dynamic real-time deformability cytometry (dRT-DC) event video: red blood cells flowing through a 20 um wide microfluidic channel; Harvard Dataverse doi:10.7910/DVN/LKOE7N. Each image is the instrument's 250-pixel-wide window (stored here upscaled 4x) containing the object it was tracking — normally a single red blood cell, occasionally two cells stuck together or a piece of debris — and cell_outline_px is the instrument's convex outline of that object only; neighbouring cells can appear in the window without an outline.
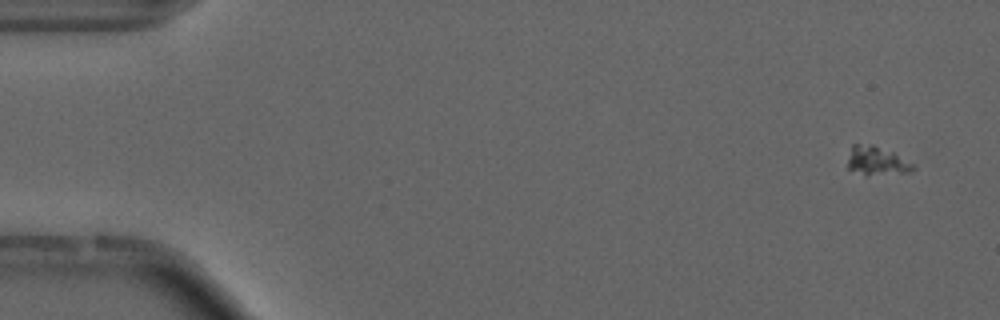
{"species": "common noctule bat (a hibernating species)", "species_latin": "Nyctalus noctula", "temperature_condition": "cold", "stored_images_in_passage": 10, "camera_frame_rate_fps": 3000, "um_per_image_px": 0.085, "animal": {"sex": "male", "forearm_length_mm": 52.5}, "frame": {"image": 1, "passage_image": 2, "time_ms": 0.333, "image_size_px": [1000, 320], "cell_outline_px": [[916, 168], [908, 172], [868, 176], [864, 176], [848, 168], [848, 160], [852, 144], [872, 144], [892, 152], [916, 164]], "centroid_in_image_um": [74.54, 13.69], "position_along_channel_um": 10.5, "area_um2": 11.1}}